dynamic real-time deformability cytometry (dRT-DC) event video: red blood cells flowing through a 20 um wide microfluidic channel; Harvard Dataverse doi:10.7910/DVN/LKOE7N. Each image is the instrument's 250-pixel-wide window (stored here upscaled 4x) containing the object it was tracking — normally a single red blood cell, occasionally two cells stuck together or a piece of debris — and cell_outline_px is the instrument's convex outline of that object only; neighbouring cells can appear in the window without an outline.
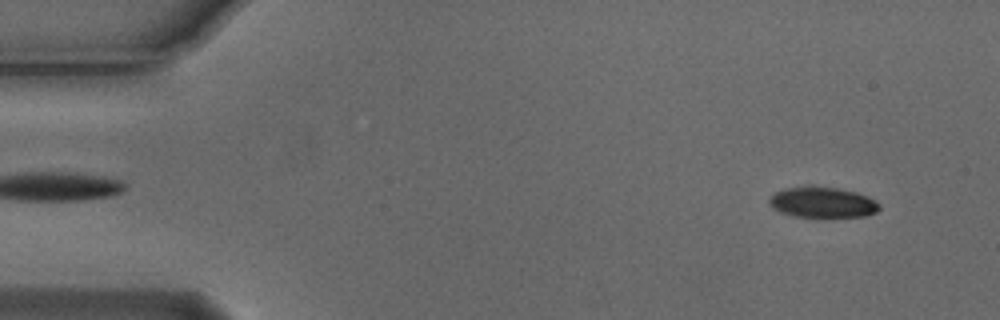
{"species": "Egyptian fruit bat (a non-hibernating species)", "species_latin": "Rousettus aegyptiacus", "temperature_condition": "cold", "stored_images_in_passage": 54, "camera_frame_rate_fps": 3000, "um_per_image_px": 0.085, "animal": {"sex": "male"}, "frame": {"image": 1, "passage_image": 4, "time_ms": 1.0, "image_size_px": [1000, 320], "cell_outline_px": [[880, 208], [876, 212], [864, 216], [820, 220], [792, 216], [780, 212], [772, 208], [768, 200], [776, 192], [784, 188], [812, 184], [836, 188], [856, 192], [868, 196], [876, 200], [880, 204]], "centroid_in_image_um": [69.91, 17.23], "position_along_channel_um": 15.1, "area_um2": 20.87}}
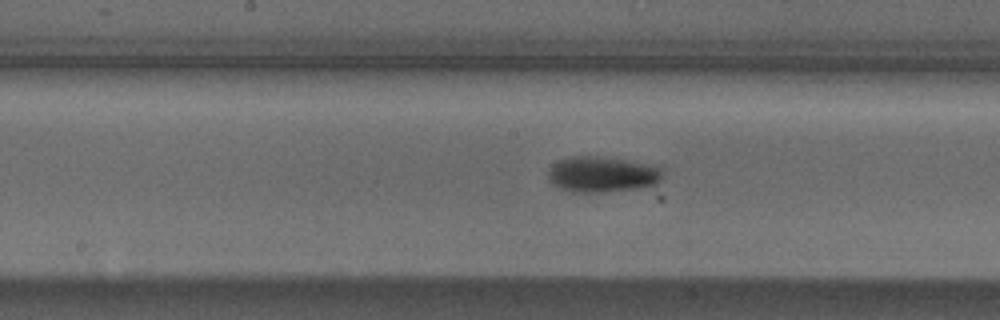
{"frame": {"image": 2, "passage_image": 27, "time_ms": 8.667, "image_size_px": [1000, 320], "cell_outline_px": [[664, 172], [660, 180], [656, 184], [636, 188], [604, 192], [572, 192], [560, 188], [552, 184], [548, 180], [548, 168], [552, 164], [560, 160], [572, 156], [592, 156], [624, 160], [648, 164], [660, 168]], "centroid_in_image_um": [51.14, 14.83], "position_along_channel_um": 197.1, "area_um2": 23.7}}
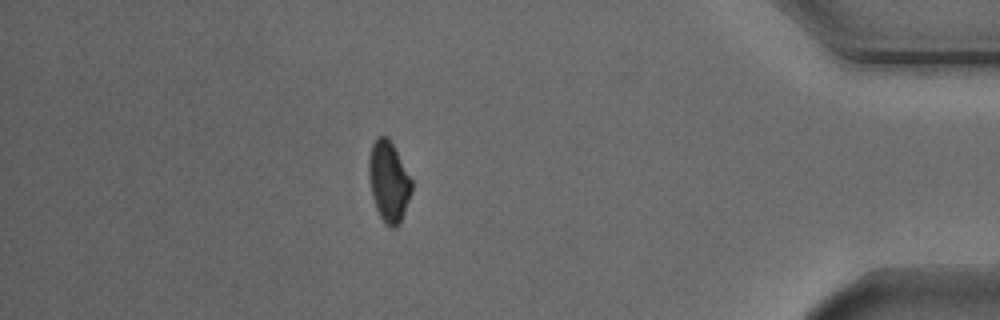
{"frame": {"image": 3, "passage_image": 47, "time_ms": 15.333, "image_size_px": [1000, 320], "cell_outline_px": [[412, 192], [400, 224], [396, 228], [392, 228], [384, 224], [376, 208], [372, 196], [368, 176], [368, 160], [372, 144], [376, 136], [388, 136], [412, 180]], "centroid_in_image_um": [33.03, 15.44], "position_along_channel_um": 402.2, "area_um2": 20.29}, "authors_computed_cell_mechanics": {"area_um2": 21.2415, "velocity_mm_per_s": 3.763, "shape_relaxation_time_tau1_ms": 2.4196, "shape_relaxation_time_tau2_ms": null, "deformation_change_tau1": 0.1052, "deformation_change_tau2": null}}